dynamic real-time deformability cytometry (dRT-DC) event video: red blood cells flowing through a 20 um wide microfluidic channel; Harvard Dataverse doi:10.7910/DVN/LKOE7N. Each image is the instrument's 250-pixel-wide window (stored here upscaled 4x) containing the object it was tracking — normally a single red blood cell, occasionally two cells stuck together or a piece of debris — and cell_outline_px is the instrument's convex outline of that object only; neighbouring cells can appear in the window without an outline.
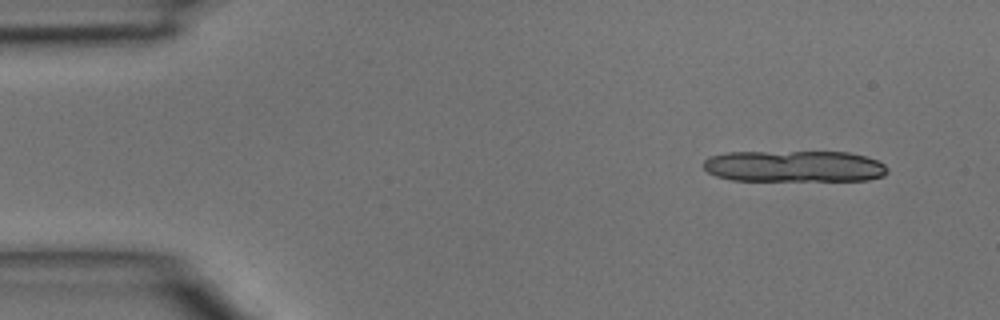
{"species": "common noctule bat (a hibernating species)", "species_latin": "Nyctalus noctula", "temperature_condition": "room temperature", "stored_images_in_passage": 3, "camera_frame_rate_fps": 3000, "um_per_image_px": 0.085, "animal": {"sex": "male", "body_mass_g": 15.6}, "frame": {"image": 1, "passage_image": 1, "time_ms": 0.0, "image_size_px": [1000, 320], "cell_outline_px": [[888, 172], [884, 176], [868, 180], [732, 180], [716, 176], [708, 172], [704, 168], [704, 160], [708, 156], [724, 152], [848, 152], [864, 156], [876, 160], [884, 164], [888, 168]], "centroid_in_image_um": [67.49, 14.13], "position_along_channel_um": 17.5, "area_um2": 33.81}}